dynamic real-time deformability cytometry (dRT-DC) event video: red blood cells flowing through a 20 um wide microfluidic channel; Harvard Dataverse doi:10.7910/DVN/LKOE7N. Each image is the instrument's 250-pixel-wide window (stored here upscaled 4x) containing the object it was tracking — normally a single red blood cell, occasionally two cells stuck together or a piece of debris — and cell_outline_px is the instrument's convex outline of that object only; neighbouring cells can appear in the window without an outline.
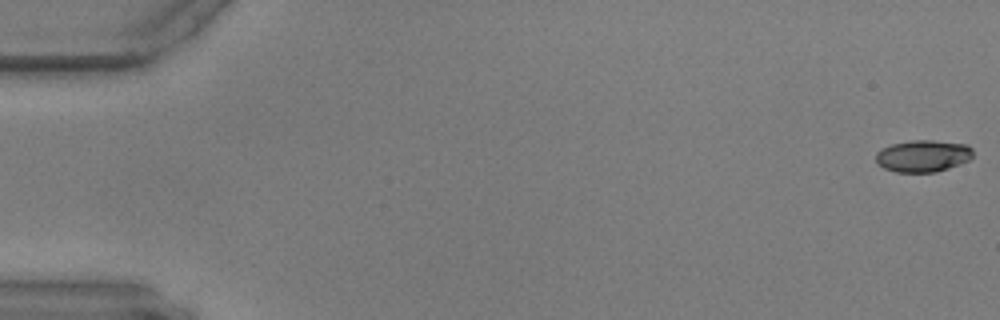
{"species": "common noctule bat (a hibernating species)", "species_latin": "Nyctalus noctula", "temperature_condition": "warm", "stored_images_in_passage": 13, "camera_frame_rate_fps": 3000, "um_per_image_px": 0.085, "animal": {"sex": "male", "body_mass_g": 17.9, "forearm_length_mm": 54.2}, "frame": {"image": 1, "passage_image": 1, "time_ms": 0.0, "image_size_px": [1000, 320], "cell_outline_px": [[972, 156], [968, 160], [948, 168], [936, 172], [896, 172], [884, 168], [876, 160], [876, 152], [892, 144], [912, 140], [932, 140], [968, 144], [972, 148]], "centroid_in_image_um": [78.47, 13.25], "position_along_channel_um": 6.5, "area_um2": 17.92}}